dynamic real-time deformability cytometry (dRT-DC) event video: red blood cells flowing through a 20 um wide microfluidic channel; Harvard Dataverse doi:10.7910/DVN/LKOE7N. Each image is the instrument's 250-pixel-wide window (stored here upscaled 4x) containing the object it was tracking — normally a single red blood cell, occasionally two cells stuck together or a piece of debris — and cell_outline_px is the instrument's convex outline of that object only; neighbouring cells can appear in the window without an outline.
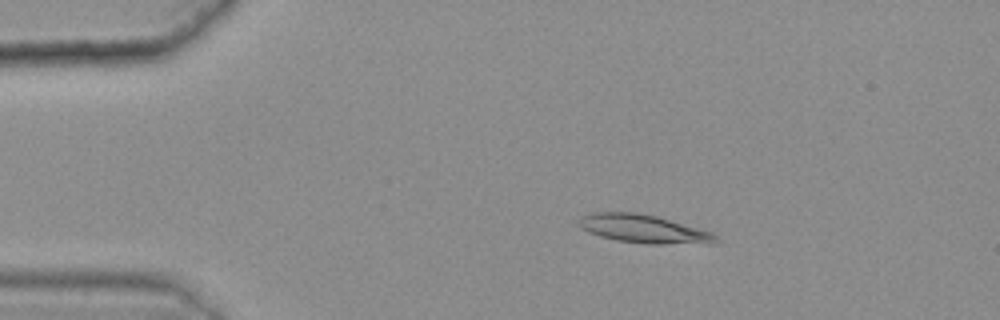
{"species": "common noctule bat (a hibernating species)", "species_latin": "Nyctalus noctula", "temperature_condition": "warm", "stored_images_in_passage": 47, "camera_frame_rate_fps": 3000, "um_per_image_px": 0.085, "animal": {"sex": "female", "body_mass_g": 25.1}, "frame": {"image": 1, "passage_image": 10, "time_ms": 3.0, "image_size_px": [1000, 320], "cell_outline_px": [[720, 240], [712, 244], [648, 244], [616, 240], [600, 236], [588, 232], [580, 228], [580, 220], [584, 216], [596, 212], [636, 212], [656, 216], [712, 232]], "centroid_in_image_um": [54.76, 19.47], "position_along_channel_um": 30.2, "area_um2": 22.54}}
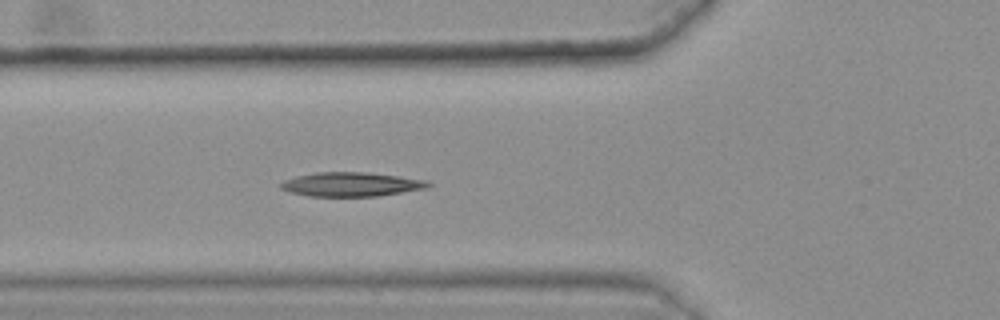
{"frame": {"image": 2, "passage_image": 20, "time_ms": 6.333, "image_size_px": [1000, 320], "cell_outline_px": [[432, 184], [428, 188], [376, 196], [308, 196], [288, 192], [280, 188], [280, 184], [284, 180], [296, 176], [316, 172], [364, 172], [396, 176], [424, 180]], "centroid_in_image_um": [29.8, 15.67], "position_along_channel_um": 96.0, "area_um2": 20.58}}
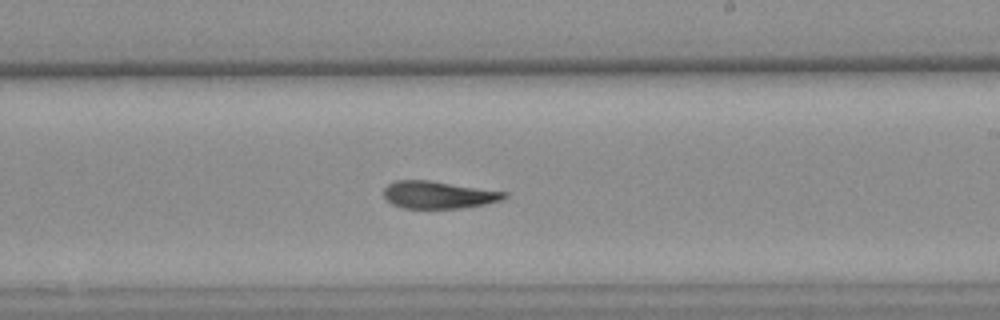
{"frame": {"image": 3, "passage_image": 33, "time_ms": 10.667, "image_size_px": [1000, 320], "cell_outline_px": [[508, 196], [500, 200], [484, 204], [460, 208], [400, 208], [392, 204], [384, 196], [384, 188], [388, 184], [396, 180], [428, 180], [508, 192]], "centroid_in_image_um": [37.25, 16.56], "position_along_channel_um": 251.8, "area_um2": 19.13}, "authors_computed_cell_mechanics": {"area_um2": 20.519, "velocity_mm_per_s": 3.5968, "shape_relaxation_time_tau1_ms": null, "shape_relaxation_time_tau2_ms": 4.4954, "deformation_change_tau1": null, "deformation_change_tau2": 0.1336}}